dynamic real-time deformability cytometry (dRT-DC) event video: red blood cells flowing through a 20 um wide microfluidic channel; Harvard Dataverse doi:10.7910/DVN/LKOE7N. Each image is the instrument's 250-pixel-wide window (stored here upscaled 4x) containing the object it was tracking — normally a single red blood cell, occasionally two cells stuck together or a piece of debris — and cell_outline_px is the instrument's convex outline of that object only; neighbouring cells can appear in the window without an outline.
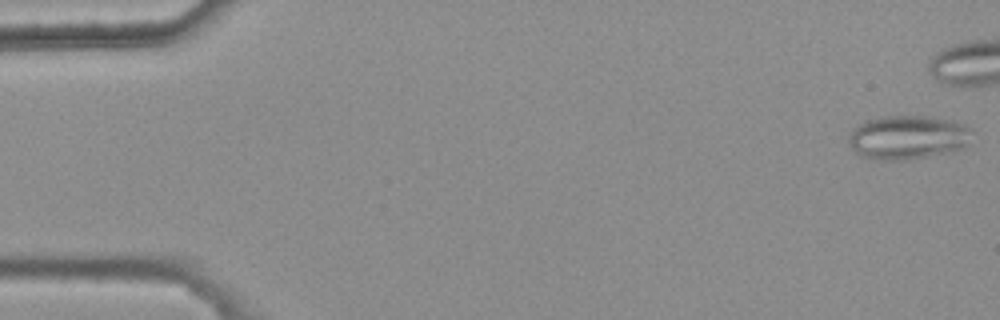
{"species": "common noctule bat (a hibernating species)", "species_latin": "Nyctalus noctula", "temperature_condition": "warm", "stored_images_in_passage": 6, "camera_frame_rate_fps": 3000, "um_per_image_px": 0.085, "animal": {"sex": "female", "body_mass_g": 25.1}, "frame": {"image": 1, "passage_image": 6, "time_ms": 1.667, "image_size_px": [1000, 320], "cell_outline_px": [[972, 132], [968, 144], [964, 148], [952, 152], [908, 160], [880, 160], [860, 156], [852, 148], [848, 140], [848, 136], [852, 128], [864, 120], [884, 116], [928, 116], [952, 120], [964, 124], [972, 128]], "centroid_in_image_um": [77.17, 11.67], "position_along_channel_um": 7.8, "area_um2": 32.14}}